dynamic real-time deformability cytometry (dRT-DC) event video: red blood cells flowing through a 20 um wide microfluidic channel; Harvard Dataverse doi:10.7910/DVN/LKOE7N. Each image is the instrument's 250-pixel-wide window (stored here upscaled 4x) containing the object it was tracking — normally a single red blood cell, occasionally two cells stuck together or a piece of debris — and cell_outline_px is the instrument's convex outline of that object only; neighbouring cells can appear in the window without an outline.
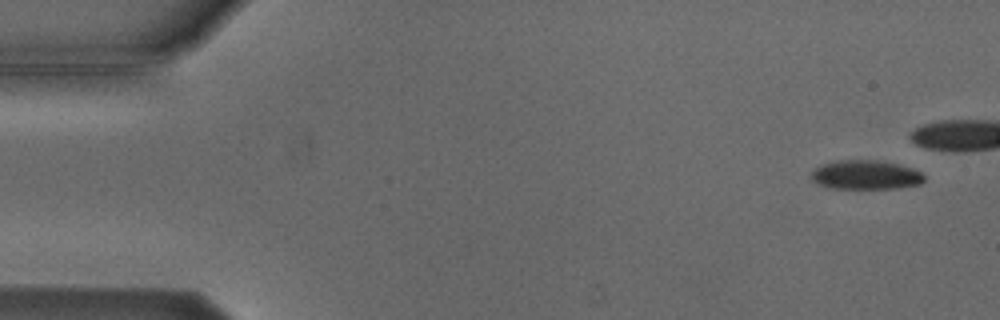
{"species": "Egyptian fruit bat (a non-hibernating species)", "species_latin": "Rousettus aegyptiacus", "temperature_condition": "cold", "stored_images_in_passage": 7, "camera_frame_rate_fps": 3000, "um_per_image_px": 0.085, "animal": {"sex": "male"}, "frame": {"image": 1, "passage_image": 1, "time_ms": 0.0, "image_size_px": [1000, 320], "cell_outline_px": [[924, 180], [920, 184], [896, 188], [828, 188], [812, 180], [812, 172], [820, 164], [836, 160], [876, 160], [896, 164], [912, 168], [920, 172], [924, 176]], "centroid_in_image_um": [73.56, 14.86], "position_along_channel_um": 11.4, "area_um2": 19.02}}
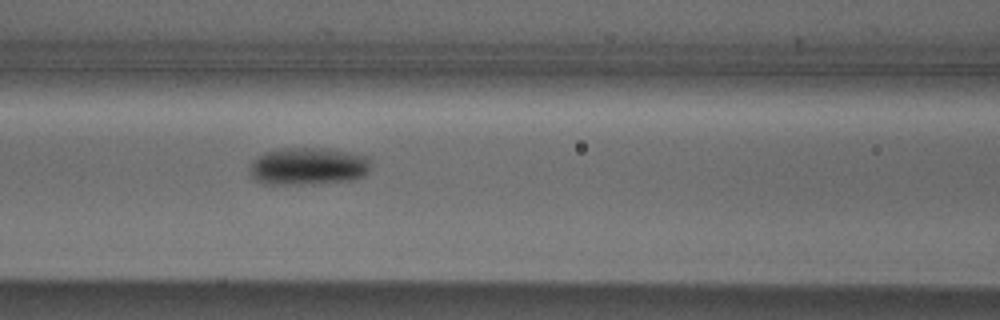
{"frame": {"image": 2, "passage_image": 7, "time_ms": 8.0, "image_size_px": [1000, 320], "cell_outline_px": [[372, 168], [364, 176], [356, 180], [312, 184], [264, 184], [256, 180], [248, 172], [248, 168], [252, 160], [256, 156], [264, 152], [280, 148], [328, 148], [368, 156], [372, 160]], "centroid_in_image_um": [26.22, 14.13], "position_along_channel_um": 140.4, "area_um2": 27.22}}